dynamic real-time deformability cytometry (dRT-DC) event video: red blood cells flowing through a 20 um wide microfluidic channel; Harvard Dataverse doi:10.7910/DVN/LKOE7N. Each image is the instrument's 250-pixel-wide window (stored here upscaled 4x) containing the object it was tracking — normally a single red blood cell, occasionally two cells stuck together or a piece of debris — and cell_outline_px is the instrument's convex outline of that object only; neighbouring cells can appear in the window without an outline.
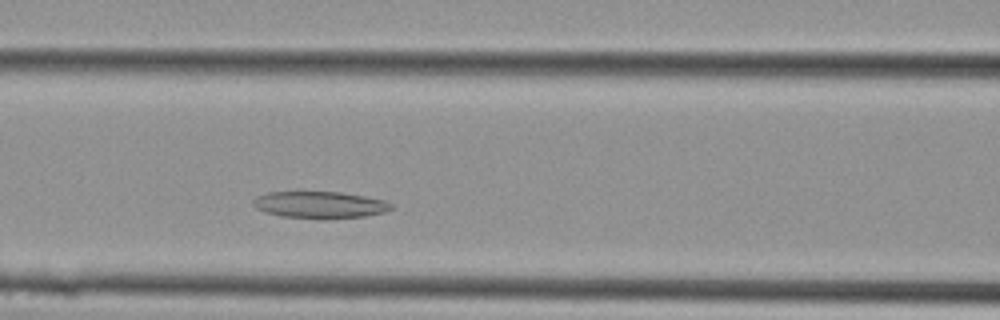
{"species": "Egyptian fruit bat (a non-hibernating species)", "species_latin": "Rousettus aegyptiacus", "temperature_condition": "cold", "stored_images_in_passage": 6, "camera_frame_rate_fps": 3000, "um_per_image_px": 0.085, "animal": {"sex": "female"}, "frame": {"image": 1, "passage_image": 6, "time_ms": 1.667, "image_size_px": [1000, 320], "cell_outline_px": [[396, 204], [392, 208], [384, 212], [364, 216], [328, 220], [320, 220], [284, 216], [264, 212], [256, 208], [252, 204], [252, 200], [256, 196], [268, 192], [340, 192], [364, 196], [384, 200]], "centroid_in_image_um": [27.19, 17.42], "position_along_channel_um": 139.4, "area_um2": 21.96}}